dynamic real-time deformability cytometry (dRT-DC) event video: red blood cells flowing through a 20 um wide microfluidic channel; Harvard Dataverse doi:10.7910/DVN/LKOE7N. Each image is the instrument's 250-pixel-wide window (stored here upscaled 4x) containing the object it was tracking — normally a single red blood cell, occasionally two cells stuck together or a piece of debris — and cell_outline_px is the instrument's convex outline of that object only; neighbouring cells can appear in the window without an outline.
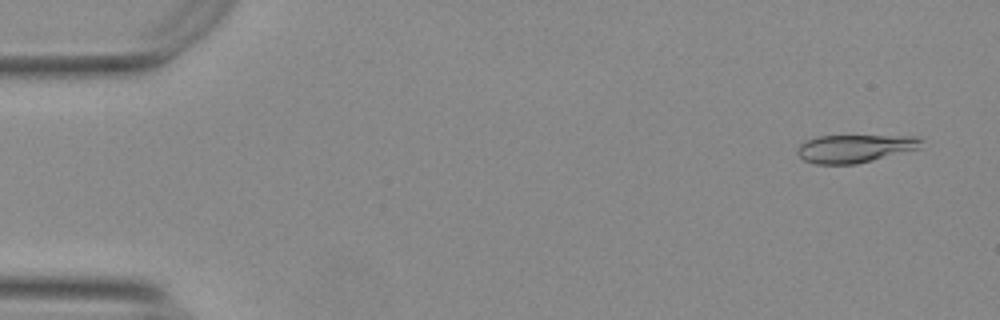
{"species": "Egyptian fruit bat (a non-hibernating species)", "species_latin": "Rousettus aegyptiacus", "temperature_condition": "warm", "stored_images_in_passage": 52, "camera_frame_rate_fps": 3000, "um_per_image_px": 0.085, "animal": {"sex": "female"}, "frame": {"image": 1, "passage_image": 1, "time_ms": 0.0, "image_size_px": [1000, 320], "cell_outline_px": [[924, 140], [920, 148], [856, 164], [816, 164], [804, 160], [796, 152], [796, 148], [804, 140], [816, 136], [920, 136]], "centroid_in_image_um": [72.65, 12.61], "position_along_channel_um": 12.4, "area_um2": 20.29}}
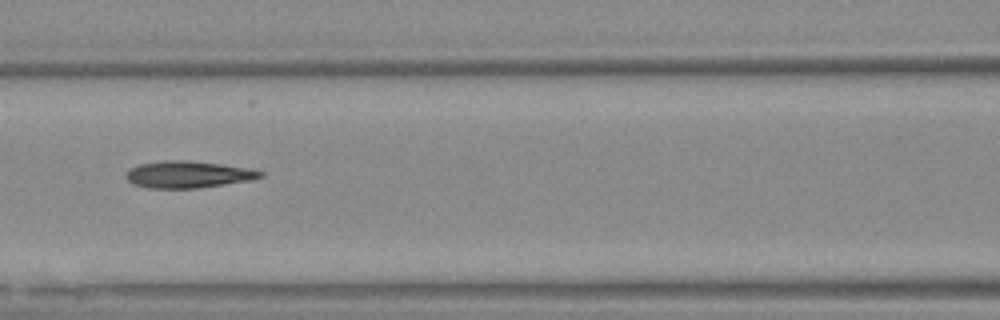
{"frame": {"image": 2, "passage_image": 22, "time_ms": 7.0, "image_size_px": [1000, 320], "cell_outline_px": [[264, 176], [252, 180], [200, 188], [148, 188], [132, 184], [124, 176], [124, 172], [128, 168], [140, 164], [164, 160], [188, 160], [224, 164], [252, 168], [264, 172]], "centroid_in_image_um": [15.99, 14.82], "position_along_channel_um": 150.6, "area_um2": 21.5}}
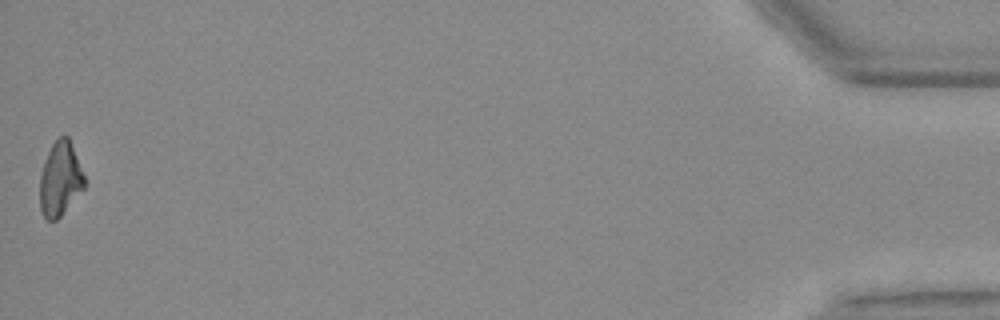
{"frame": {"image": 3, "passage_image": 52, "time_ms": 17.0, "image_size_px": [1000, 320], "cell_outline_px": [[84, 188], [60, 216], [56, 220], [48, 220], [44, 216], [40, 208], [40, 176], [44, 160], [52, 144], [60, 136], [68, 136], [84, 176]], "centroid_in_image_um": [5.09, 15.22], "position_along_channel_um": 430.1, "area_um2": 18.84}, "authors_computed_cell_mechanics": {"area_um2": 20.3167, "velocity_mm_per_s": 3.7688, "shape_relaxation_time_tau1_ms": null, "shape_relaxation_time_tau2_ms": 3.9752, "deformation_change_tau1": null, "deformation_change_tau2": 0.1402}}